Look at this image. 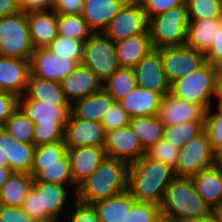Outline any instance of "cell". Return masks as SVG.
Masks as SVG:
<instances>
[{
	"instance_id": "44dd1931",
	"label": "cell",
	"mask_w": 222,
	"mask_h": 222,
	"mask_svg": "<svg viewBox=\"0 0 222 222\" xmlns=\"http://www.w3.org/2000/svg\"><path fill=\"white\" fill-rule=\"evenodd\" d=\"M27 22L34 48H47L58 35V15L51 9L27 12Z\"/></svg>"
},
{
	"instance_id": "8d00e7d4",
	"label": "cell",
	"mask_w": 222,
	"mask_h": 222,
	"mask_svg": "<svg viewBox=\"0 0 222 222\" xmlns=\"http://www.w3.org/2000/svg\"><path fill=\"white\" fill-rule=\"evenodd\" d=\"M58 35L86 41L93 31L82 15H58Z\"/></svg>"
},
{
	"instance_id": "d4e9b609",
	"label": "cell",
	"mask_w": 222,
	"mask_h": 222,
	"mask_svg": "<svg viewBox=\"0 0 222 222\" xmlns=\"http://www.w3.org/2000/svg\"><path fill=\"white\" fill-rule=\"evenodd\" d=\"M114 103V99L102 88L99 92L75 101L70 113L81 120L101 121Z\"/></svg>"
},
{
	"instance_id": "f907efd6",
	"label": "cell",
	"mask_w": 222,
	"mask_h": 222,
	"mask_svg": "<svg viewBox=\"0 0 222 222\" xmlns=\"http://www.w3.org/2000/svg\"><path fill=\"white\" fill-rule=\"evenodd\" d=\"M204 54L207 63L215 67L222 66V23L215 34L212 45Z\"/></svg>"
},
{
	"instance_id": "603a6c76",
	"label": "cell",
	"mask_w": 222,
	"mask_h": 222,
	"mask_svg": "<svg viewBox=\"0 0 222 222\" xmlns=\"http://www.w3.org/2000/svg\"><path fill=\"white\" fill-rule=\"evenodd\" d=\"M128 0H84L82 17L93 33L103 32Z\"/></svg>"
},
{
	"instance_id": "6f0895ef",
	"label": "cell",
	"mask_w": 222,
	"mask_h": 222,
	"mask_svg": "<svg viewBox=\"0 0 222 222\" xmlns=\"http://www.w3.org/2000/svg\"><path fill=\"white\" fill-rule=\"evenodd\" d=\"M13 171L9 167H0V188L10 178Z\"/></svg>"
},
{
	"instance_id": "681fc988",
	"label": "cell",
	"mask_w": 222,
	"mask_h": 222,
	"mask_svg": "<svg viewBox=\"0 0 222 222\" xmlns=\"http://www.w3.org/2000/svg\"><path fill=\"white\" fill-rule=\"evenodd\" d=\"M19 106L16 94L0 91V123L3 124Z\"/></svg>"
},
{
	"instance_id": "d6986e66",
	"label": "cell",
	"mask_w": 222,
	"mask_h": 222,
	"mask_svg": "<svg viewBox=\"0 0 222 222\" xmlns=\"http://www.w3.org/2000/svg\"><path fill=\"white\" fill-rule=\"evenodd\" d=\"M71 172L74 180V191L85 181L106 157L104 147L80 146L68 148Z\"/></svg>"
},
{
	"instance_id": "ffe728a7",
	"label": "cell",
	"mask_w": 222,
	"mask_h": 222,
	"mask_svg": "<svg viewBox=\"0 0 222 222\" xmlns=\"http://www.w3.org/2000/svg\"><path fill=\"white\" fill-rule=\"evenodd\" d=\"M30 73V60L0 56V91L23 96Z\"/></svg>"
},
{
	"instance_id": "be15d7a7",
	"label": "cell",
	"mask_w": 222,
	"mask_h": 222,
	"mask_svg": "<svg viewBox=\"0 0 222 222\" xmlns=\"http://www.w3.org/2000/svg\"><path fill=\"white\" fill-rule=\"evenodd\" d=\"M157 222H172V221H170L169 219H166V218H161V219H159Z\"/></svg>"
},
{
	"instance_id": "e575fe53",
	"label": "cell",
	"mask_w": 222,
	"mask_h": 222,
	"mask_svg": "<svg viewBox=\"0 0 222 222\" xmlns=\"http://www.w3.org/2000/svg\"><path fill=\"white\" fill-rule=\"evenodd\" d=\"M4 128L13 139L26 144H34V123L18 108L3 123Z\"/></svg>"
},
{
	"instance_id": "cb8c5ba5",
	"label": "cell",
	"mask_w": 222,
	"mask_h": 222,
	"mask_svg": "<svg viewBox=\"0 0 222 222\" xmlns=\"http://www.w3.org/2000/svg\"><path fill=\"white\" fill-rule=\"evenodd\" d=\"M23 96H20L19 99H30L45 104L71 106L65 97L60 83L40 78L31 73Z\"/></svg>"
},
{
	"instance_id": "f5cc1de1",
	"label": "cell",
	"mask_w": 222,
	"mask_h": 222,
	"mask_svg": "<svg viewBox=\"0 0 222 222\" xmlns=\"http://www.w3.org/2000/svg\"><path fill=\"white\" fill-rule=\"evenodd\" d=\"M22 11H39L51 8L52 0H18Z\"/></svg>"
},
{
	"instance_id": "ac0fdd59",
	"label": "cell",
	"mask_w": 222,
	"mask_h": 222,
	"mask_svg": "<svg viewBox=\"0 0 222 222\" xmlns=\"http://www.w3.org/2000/svg\"><path fill=\"white\" fill-rule=\"evenodd\" d=\"M35 148V144L16 141L4 128L0 130V153L3 162H8V167L13 172H25L31 175Z\"/></svg>"
},
{
	"instance_id": "4fadbf2b",
	"label": "cell",
	"mask_w": 222,
	"mask_h": 222,
	"mask_svg": "<svg viewBox=\"0 0 222 222\" xmlns=\"http://www.w3.org/2000/svg\"><path fill=\"white\" fill-rule=\"evenodd\" d=\"M104 150L106 157L124 161L128 165L138 161L146 152L129 125L107 131Z\"/></svg>"
},
{
	"instance_id": "4dcf8cb0",
	"label": "cell",
	"mask_w": 222,
	"mask_h": 222,
	"mask_svg": "<svg viewBox=\"0 0 222 222\" xmlns=\"http://www.w3.org/2000/svg\"><path fill=\"white\" fill-rule=\"evenodd\" d=\"M34 178L29 173L13 172L0 188V204L20 207L33 187Z\"/></svg>"
},
{
	"instance_id": "60d3db41",
	"label": "cell",
	"mask_w": 222,
	"mask_h": 222,
	"mask_svg": "<svg viewBox=\"0 0 222 222\" xmlns=\"http://www.w3.org/2000/svg\"><path fill=\"white\" fill-rule=\"evenodd\" d=\"M162 218L160 205L134 201L127 213L125 222H157Z\"/></svg>"
},
{
	"instance_id": "db71d44e",
	"label": "cell",
	"mask_w": 222,
	"mask_h": 222,
	"mask_svg": "<svg viewBox=\"0 0 222 222\" xmlns=\"http://www.w3.org/2000/svg\"><path fill=\"white\" fill-rule=\"evenodd\" d=\"M21 11L18 0H0V18Z\"/></svg>"
},
{
	"instance_id": "f6af8a7d",
	"label": "cell",
	"mask_w": 222,
	"mask_h": 222,
	"mask_svg": "<svg viewBox=\"0 0 222 222\" xmlns=\"http://www.w3.org/2000/svg\"><path fill=\"white\" fill-rule=\"evenodd\" d=\"M150 19L159 14L165 13L169 9L185 3V0H138Z\"/></svg>"
},
{
	"instance_id": "74e56055",
	"label": "cell",
	"mask_w": 222,
	"mask_h": 222,
	"mask_svg": "<svg viewBox=\"0 0 222 222\" xmlns=\"http://www.w3.org/2000/svg\"><path fill=\"white\" fill-rule=\"evenodd\" d=\"M189 21L222 18V0H185Z\"/></svg>"
},
{
	"instance_id": "91938a15",
	"label": "cell",
	"mask_w": 222,
	"mask_h": 222,
	"mask_svg": "<svg viewBox=\"0 0 222 222\" xmlns=\"http://www.w3.org/2000/svg\"><path fill=\"white\" fill-rule=\"evenodd\" d=\"M211 214L214 222H222V201L211 210Z\"/></svg>"
},
{
	"instance_id": "9a60e30c",
	"label": "cell",
	"mask_w": 222,
	"mask_h": 222,
	"mask_svg": "<svg viewBox=\"0 0 222 222\" xmlns=\"http://www.w3.org/2000/svg\"><path fill=\"white\" fill-rule=\"evenodd\" d=\"M133 69L138 87L151 90L162 97L170 93V85L164 75L160 49H152Z\"/></svg>"
},
{
	"instance_id": "5b68a950",
	"label": "cell",
	"mask_w": 222,
	"mask_h": 222,
	"mask_svg": "<svg viewBox=\"0 0 222 222\" xmlns=\"http://www.w3.org/2000/svg\"><path fill=\"white\" fill-rule=\"evenodd\" d=\"M188 25L186 3L150 18L148 32L153 49L186 45Z\"/></svg>"
},
{
	"instance_id": "9f6ffc18",
	"label": "cell",
	"mask_w": 222,
	"mask_h": 222,
	"mask_svg": "<svg viewBox=\"0 0 222 222\" xmlns=\"http://www.w3.org/2000/svg\"><path fill=\"white\" fill-rule=\"evenodd\" d=\"M213 166L222 169V144L214 149Z\"/></svg>"
},
{
	"instance_id": "c3c4849f",
	"label": "cell",
	"mask_w": 222,
	"mask_h": 222,
	"mask_svg": "<svg viewBox=\"0 0 222 222\" xmlns=\"http://www.w3.org/2000/svg\"><path fill=\"white\" fill-rule=\"evenodd\" d=\"M0 222H36L20 207L0 204Z\"/></svg>"
},
{
	"instance_id": "680465c9",
	"label": "cell",
	"mask_w": 222,
	"mask_h": 222,
	"mask_svg": "<svg viewBox=\"0 0 222 222\" xmlns=\"http://www.w3.org/2000/svg\"><path fill=\"white\" fill-rule=\"evenodd\" d=\"M172 222H214L213 216H206V217H200V218H185V219H179L174 220Z\"/></svg>"
},
{
	"instance_id": "30bf717a",
	"label": "cell",
	"mask_w": 222,
	"mask_h": 222,
	"mask_svg": "<svg viewBox=\"0 0 222 222\" xmlns=\"http://www.w3.org/2000/svg\"><path fill=\"white\" fill-rule=\"evenodd\" d=\"M214 149L206 130L190 140L179 151L175 175L192 177L200 171L213 166Z\"/></svg>"
},
{
	"instance_id": "52a82bcc",
	"label": "cell",
	"mask_w": 222,
	"mask_h": 222,
	"mask_svg": "<svg viewBox=\"0 0 222 222\" xmlns=\"http://www.w3.org/2000/svg\"><path fill=\"white\" fill-rule=\"evenodd\" d=\"M34 49L25 11L0 18V56L30 60Z\"/></svg>"
},
{
	"instance_id": "f1b7e54d",
	"label": "cell",
	"mask_w": 222,
	"mask_h": 222,
	"mask_svg": "<svg viewBox=\"0 0 222 222\" xmlns=\"http://www.w3.org/2000/svg\"><path fill=\"white\" fill-rule=\"evenodd\" d=\"M31 175L34 178L33 182L55 183L68 187L74 185L68 154L58 162L33 163Z\"/></svg>"
},
{
	"instance_id": "8992f818",
	"label": "cell",
	"mask_w": 222,
	"mask_h": 222,
	"mask_svg": "<svg viewBox=\"0 0 222 222\" xmlns=\"http://www.w3.org/2000/svg\"><path fill=\"white\" fill-rule=\"evenodd\" d=\"M215 79L216 67L206 62L198 70L176 80L170 86V93L176 98L196 103L207 111L214 104Z\"/></svg>"
},
{
	"instance_id": "836d02e7",
	"label": "cell",
	"mask_w": 222,
	"mask_h": 222,
	"mask_svg": "<svg viewBox=\"0 0 222 222\" xmlns=\"http://www.w3.org/2000/svg\"><path fill=\"white\" fill-rule=\"evenodd\" d=\"M136 86L134 69L122 67L117 69L102 83V88L115 102L125 98Z\"/></svg>"
},
{
	"instance_id": "d590c367",
	"label": "cell",
	"mask_w": 222,
	"mask_h": 222,
	"mask_svg": "<svg viewBox=\"0 0 222 222\" xmlns=\"http://www.w3.org/2000/svg\"><path fill=\"white\" fill-rule=\"evenodd\" d=\"M204 130L205 122H185L178 125L164 126L163 138L181 149Z\"/></svg>"
},
{
	"instance_id": "83f0119b",
	"label": "cell",
	"mask_w": 222,
	"mask_h": 222,
	"mask_svg": "<svg viewBox=\"0 0 222 222\" xmlns=\"http://www.w3.org/2000/svg\"><path fill=\"white\" fill-rule=\"evenodd\" d=\"M162 96L136 86L125 98L119 101L130 117L157 115Z\"/></svg>"
},
{
	"instance_id": "8fae6325",
	"label": "cell",
	"mask_w": 222,
	"mask_h": 222,
	"mask_svg": "<svg viewBox=\"0 0 222 222\" xmlns=\"http://www.w3.org/2000/svg\"><path fill=\"white\" fill-rule=\"evenodd\" d=\"M164 75L171 86L182 76L198 70L206 63L204 52L187 45L160 48Z\"/></svg>"
},
{
	"instance_id": "f35d334b",
	"label": "cell",
	"mask_w": 222,
	"mask_h": 222,
	"mask_svg": "<svg viewBox=\"0 0 222 222\" xmlns=\"http://www.w3.org/2000/svg\"><path fill=\"white\" fill-rule=\"evenodd\" d=\"M84 42L57 35L47 48L59 56L69 57V59L81 64Z\"/></svg>"
},
{
	"instance_id": "f546056e",
	"label": "cell",
	"mask_w": 222,
	"mask_h": 222,
	"mask_svg": "<svg viewBox=\"0 0 222 222\" xmlns=\"http://www.w3.org/2000/svg\"><path fill=\"white\" fill-rule=\"evenodd\" d=\"M222 18H203L189 21L186 45L206 52L212 45Z\"/></svg>"
},
{
	"instance_id": "94428289",
	"label": "cell",
	"mask_w": 222,
	"mask_h": 222,
	"mask_svg": "<svg viewBox=\"0 0 222 222\" xmlns=\"http://www.w3.org/2000/svg\"><path fill=\"white\" fill-rule=\"evenodd\" d=\"M215 99L217 100V104L215 108L222 112V95H215Z\"/></svg>"
},
{
	"instance_id": "7bdbcfd3",
	"label": "cell",
	"mask_w": 222,
	"mask_h": 222,
	"mask_svg": "<svg viewBox=\"0 0 222 222\" xmlns=\"http://www.w3.org/2000/svg\"><path fill=\"white\" fill-rule=\"evenodd\" d=\"M210 107L206 111L205 130L208 133L210 144L215 149L222 144V112ZM216 110V111H215Z\"/></svg>"
},
{
	"instance_id": "e7e4bbea",
	"label": "cell",
	"mask_w": 222,
	"mask_h": 222,
	"mask_svg": "<svg viewBox=\"0 0 222 222\" xmlns=\"http://www.w3.org/2000/svg\"><path fill=\"white\" fill-rule=\"evenodd\" d=\"M40 222H61V221H59V220H55V219H52V220L40 221Z\"/></svg>"
},
{
	"instance_id": "6da1fadb",
	"label": "cell",
	"mask_w": 222,
	"mask_h": 222,
	"mask_svg": "<svg viewBox=\"0 0 222 222\" xmlns=\"http://www.w3.org/2000/svg\"><path fill=\"white\" fill-rule=\"evenodd\" d=\"M175 171L146 155L128 166L127 191L135 201L160 205Z\"/></svg>"
},
{
	"instance_id": "4316f807",
	"label": "cell",
	"mask_w": 222,
	"mask_h": 222,
	"mask_svg": "<svg viewBox=\"0 0 222 222\" xmlns=\"http://www.w3.org/2000/svg\"><path fill=\"white\" fill-rule=\"evenodd\" d=\"M191 179L195 190L211 210L222 201V169L211 166Z\"/></svg>"
},
{
	"instance_id": "bcb514c9",
	"label": "cell",
	"mask_w": 222,
	"mask_h": 222,
	"mask_svg": "<svg viewBox=\"0 0 222 222\" xmlns=\"http://www.w3.org/2000/svg\"><path fill=\"white\" fill-rule=\"evenodd\" d=\"M70 222H100L97 211L93 204L75 200Z\"/></svg>"
},
{
	"instance_id": "ab89813d",
	"label": "cell",
	"mask_w": 222,
	"mask_h": 222,
	"mask_svg": "<svg viewBox=\"0 0 222 222\" xmlns=\"http://www.w3.org/2000/svg\"><path fill=\"white\" fill-rule=\"evenodd\" d=\"M180 149L174 144L162 138L155 145L146 150L145 155L153 160L159 161L176 170V164Z\"/></svg>"
},
{
	"instance_id": "484cf974",
	"label": "cell",
	"mask_w": 222,
	"mask_h": 222,
	"mask_svg": "<svg viewBox=\"0 0 222 222\" xmlns=\"http://www.w3.org/2000/svg\"><path fill=\"white\" fill-rule=\"evenodd\" d=\"M118 63L122 68H134L152 49L149 34H138L114 42Z\"/></svg>"
},
{
	"instance_id": "ba28073f",
	"label": "cell",
	"mask_w": 222,
	"mask_h": 222,
	"mask_svg": "<svg viewBox=\"0 0 222 222\" xmlns=\"http://www.w3.org/2000/svg\"><path fill=\"white\" fill-rule=\"evenodd\" d=\"M81 63L103 83L120 65L114 42L103 32L93 33L85 42Z\"/></svg>"
},
{
	"instance_id": "7a4b0ae2",
	"label": "cell",
	"mask_w": 222,
	"mask_h": 222,
	"mask_svg": "<svg viewBox=\"0 0 222 222\" xmlns=\"http://www.w3.org/2000/svg\"><path fill=\"white\" fill-rule=\"evenodd\" d=\"M128 166L124 161L105 157L97 169L77 187L75 199L94 204L126 191Z\"/></svg>"
},
{
	"instance_id": "277c9868",
	"label": "cell",
	"mask_w": 222,
	"mask_h": 222,
	"mask_svg": "<svg viewBox=\"0 0 222 222\" xmlns=\"http://www.w3.org/2000/svg\"><path fill=\"white\" fill-rule=\"evenodd\" d=\"M19 107L34 123L35 146L64 141V130L71 106L19 99Z\"/></svg>"
},
{
	"instance_id": "7402d4cb",
	"label": "cell",
	"mask_w": 222,
	"mask_h": 222,
	"mask_svg": "<svg viewBox=\"0 0 222 222\" xmlns=\"http://www.w3.org/2000/svg\"><path fill=\"white\" fill-rule=\"evenodd\" d=\"M68 185L55 183L33 182L40 203L41 221L59 220L61 210L65 207L70 190Z\"/></svg>"
},
{
	"instance_id": "3957f363",
	"label": "cell",
	"mask_w": 222,
	"mask_h": 222,
	"mask_svg": "<svg viewBox=\"0 0 222 222\" xmlns=\"http://www.w3.org/2000/svg\"><path fill=\"white\" fill-rule=\"evenodd\" d=\"M161 215L170 221L211 216V208L195 190L191 177L175 176L160 204Z\"/></svg>"
},
{
	"instance_id": "9c48e42d",
	"label": "cell",
	"mask_w": 222,
	"mask_h": 222,
	"mask_svg": "<svg viewBox=\"0 0 222 222\" xmlns=\"http://www.w3.org/2000/svg\"><path fill=\"white\" fill-rule=\"evenodd\" d=\"M149 19L138 0H128L103 33L113 42L138 34H149Z\"/></svg>"
},
{
	"instance_id": "ee69618b",
	"label": "cell",
	"mask_w": 222,
	"mask_h": 222,
	"mask_svg": "<svg viewBox=\"0 0 222 222\" xmlns=\"http://www.w3.org/2000/svg\"><path fill=\"white\" fill-rule=\"evenodd\" d=\"M130 116L119 102H115L103 116L101 122L105 132L129 125Z\"/></svg>"
},
{
	"instance_id": "2e32d148",
	"label": "cell",
	"mask_w": 222,
	"mask_h": 222,
	"mask_svg": "<svg viewBox=\"0 0 222 222\" xmlns=\"http://www.w3.org/2000/svg\"><path fill=\"white\" fill-rule=\"evenodd\" d=\"M105 136L106 132L101 121L81 120L70 113L64 130V142L67 148L104 147Z\"/></svg>"
},
{
	"instance_id": "1f68e13d",
	"label": "cell",
	"mask_w": 222,
	"mask_h": 222,
	"mask_svg": "<svg viewBox=\"0 0 222 222\" xmlns=\"http://www.w3.org/2000/svg\"><path fill=\"white\" fill-rule=\"evenodd\" d=\"M135 199L126 190L116 196L95 202L100 222H125L127 213Z\"/></svg>"
},
{
	"instance_id": "b9f144b4",
	"label": "cell",
	"mask_w": 222,
	"mask_h": 222,
	"mask_svg": "<svg viewBox=\"0 0 222 222\" xmlns=\"http://www.w3.org/2000/svg\"><path fill=\"white\" fill-rule=\"evenodd\" d=\"M68 148L64 141L37 145L33 163L58 162L67 154Z\"/></svg>"
},
{
	"instance_id": "7c38bea8",
	"label": "cell",
	"mask_w": 222,
	"mask_h": 222,
	"mask_svg": "<svg viewBox=\"0 0 222 222\" xmlns=\"http://www.w3.org/2000/svg\"><path fill=\"white\" fill-rule=\"evenodd\" d=\"M78 63L69 57H62L48 48H35L30 59L31 74L60 83Z\"/></svg>"
},
{
	"instance_id": "d6a6232c",
	"label": "cell",
	"mask_w": 222,
	"mask_h": 222,
	"mask_svg": "<svg viewBox=\"0 0 222 222\" xmlns=\"http://www.w3.org/2000/svg\"><path fill=\"white\" fill-rule=\"evenodd\" d=\"M129 127L145 151L163 138L164 124L156 115L130 117Z\"/></svg>"
},
{
	"instance_id": "5bb4252c",
	"label": "cell",
	"mask_w": 222,
	"mask_h": 222,
	"mask_svg": "<svg viewBox=\"0 0 222 222\" xmlns=\"http://www.w3.org/2000/svg\"><path fill=\"white\" fill-rule=\"evenodd\" d=\"M164 126L185 122H205L206 110L196 104L176 98L171 93L162 97L156 115Z\"/></svg>"
},
{
	"instance_id": "6125c7cd",
	"label": "cell",
	"mask_w": 222,
	"mask_h": 222,
	"mask_svg": "<svg viewBox=\"0 0 222 222\" xmlns=\"http://www.w3.org/2000/svg\"><path fill=\"white\" fill-rule=\"evenodd\" d=\"M0 167H8V162H3V156L0 153Z\"/></svg>"
},
{
	"instance_id": "11a10c76",
	"label": "cell",
	"mask_w": 222,
	"mask_h": 222,
	"mask_svg": "<svg viewBox=\"0 0 222 222\" xmlns=\"http://www.w3.org/2000/svg\"><path fill=\"white\" fill-rule=\"evenodd\" d=\"M215 95H222V66L216 67Z\"/></svg>"
},
{
	"instance_id": "e0dca14e",
	"label": "cell",
	"mask_w": 222,
	"mask_h": 222,
	"mask_svg": "<svg viewBox=\"0 0 222 222\" xmlns=\"http://www.w3.org/2000/svg\"><path fill=\"white\" fill-rule=\"evenodd\" d=\"M60 84L70 105L102 89V82L82 63L78 64Z\"/></svg>"
},
{
	"instance_id": "7dc6e473",
	"label": "cell",
	"mask_w": 222,
	"mask_h": 222,
	"mask_svg": "<svg viewBox=\"0 0 222 222\" xmlns=\"http://www.w3.org/2000/svg\"><path fill=\"white\" fill-rule=\"evenodd\" d=\"M84 0H52L51 10L57 15L82 14Z\"/></svg>"
},
{
	"instance_id": "816d5d0a",
	"label": "cell",
	"mask_w": 222,
	"mask_h": 222,
	"mask_svg": "<svg viewBox=\"0 0 222 222\" xmlns=\"http://www.w3.org/2000/svg\"><path fill=\"white\" fill-rule=\"evenodd\" d=\"M36 222L41 221L40 203L37 192L31 188L21 206Z\"/></svg>"
}]
</instances>
